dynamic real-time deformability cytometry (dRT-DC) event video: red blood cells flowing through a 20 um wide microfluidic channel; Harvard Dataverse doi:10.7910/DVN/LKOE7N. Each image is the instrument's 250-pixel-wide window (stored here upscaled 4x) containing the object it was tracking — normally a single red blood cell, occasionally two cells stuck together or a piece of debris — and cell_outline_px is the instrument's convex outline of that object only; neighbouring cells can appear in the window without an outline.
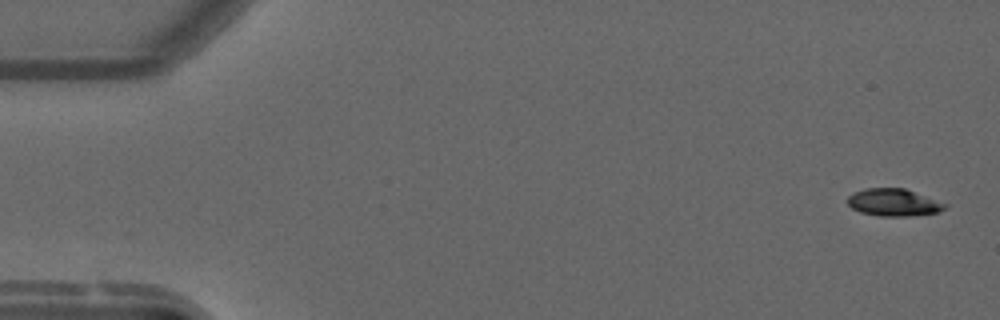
{"species": "common noctule bat (a hibernating species)", "species_latin": "Nyctalus noctula", "temperature_condition": "warm", "stored_images_in_passage": 11, "camera_frame_rate_fps": 3000, "um_per_image_px": 0.085, "animal": {"sex": "male", "forearm_length_mm": 52.5}, "frame": {"image": 1, "passage_image": 1, "time_ms": 0.0, "image_size_px": [1000, 320], "cell_outline_px": [[948, 204], [944, 208], [936, 212], [908, 216], [880, 216], [860, 212], [852, 208], [848, 204], [848, 196], [852, 192], [864, 188], [904, 188]], "centroid_in_image_um": [75.91, 17.2], "position_along_channel_um": 9.1, "area_um2": 15.37}}